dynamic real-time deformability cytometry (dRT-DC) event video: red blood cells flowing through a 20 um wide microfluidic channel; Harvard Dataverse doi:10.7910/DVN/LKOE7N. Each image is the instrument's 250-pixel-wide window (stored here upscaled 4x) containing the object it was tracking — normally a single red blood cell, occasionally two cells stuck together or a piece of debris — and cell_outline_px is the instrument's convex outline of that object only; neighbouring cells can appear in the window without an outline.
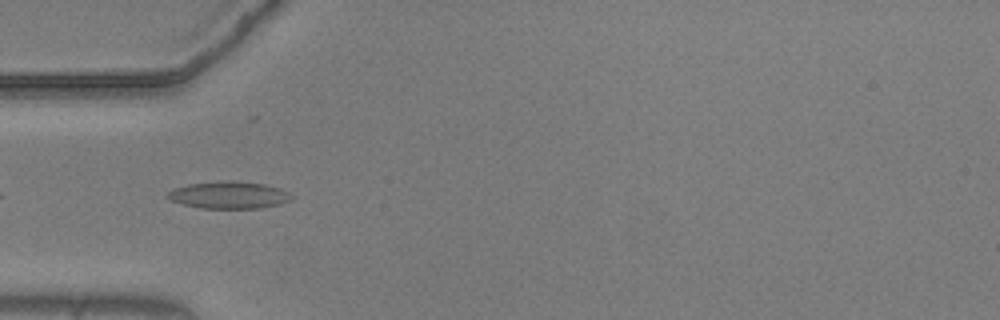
{"species": "common noctule bat (a hibernating species)", "species_latin": "Nyctalus noctula", "temperature_condition": "warm", "stored_images_in_passage": 38, "camera_frame_rate_fps": 3000, "um_per_image_px": 0.085, "animal": {"sex": "male", "body_mass_g": 20.5, "forearm_length_mm": 52.5}, "frame": {"image": 1, "passage_image": 3, "time_ms": 0.667, "image_size_px": [1000, 320], "cell_outline_px": [[292, 200], [280, 204], [260, 208], [200, 208], [168, 200], [164, 196], [172, 188], [188, 184], [220, 180], [264, 184], [280, 188], [288, 192], [292, 196]], "centroid_in_image_um": [19.41, 16.58], "position_along_channel_um": 65.6, "area_um2": 19.71}}
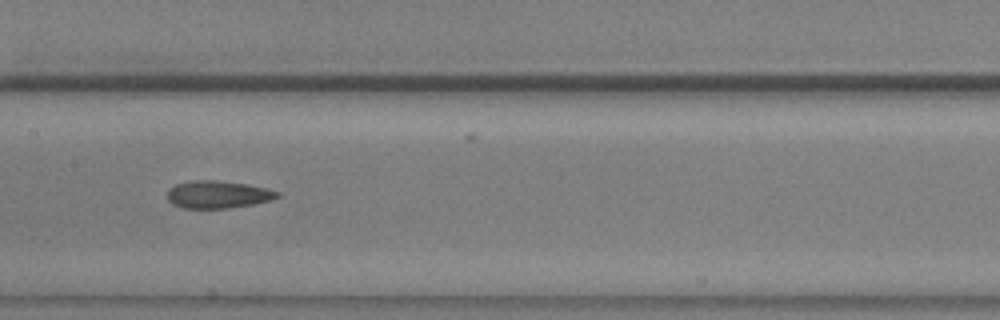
{"frame": {"image": 2, "passage_image": 13, "time_ms": 4.0, "image_size_px": [1000, 320], "cell_outline_px": [[280, 196], [268, 200], [252, 204], [228, 208], [184, 208], [172, 204], [168, 200], [168, 188], [176, 184], [188, 180], [216, 180], [248, 184], [280, 192]], "centroid_in_image_um": [18.47, 16.52], "position_along_channel_um": 188.9, "area_um2": 17.57}}
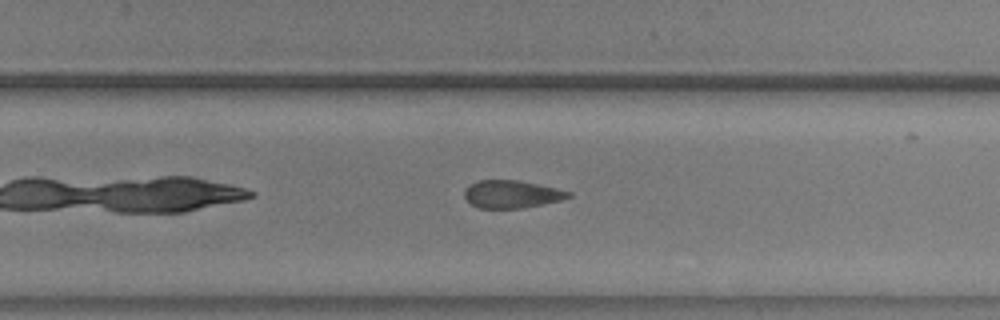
{"frame": {"image": 3, "passage_image": 21, "time_ms": 6.667, "image_size_px": [1000, 320], "cell_outline_px": [[572, 196], [560, 200], [520, 208], [480, 208], [472, 204], [464, 196], [464, 192], [476, 180], [520, 180], [556, 188], [572, 192]], "centroid_in_image_um": [43.51, 16.49], "position_along_channel_um": 286.3, "area_um2": 16.53}, "authors_computed_cell_mechanics": {"area_um2": 17.4556, "velocity_mm_per_s": 3.6674, "shape_relaxation_time_tau1_ms": null, "shape_relaxation_time_tau2_ms": 2.4591, "deformation_change_tau1": null, "deformation_change_tau2": 0.0875}}